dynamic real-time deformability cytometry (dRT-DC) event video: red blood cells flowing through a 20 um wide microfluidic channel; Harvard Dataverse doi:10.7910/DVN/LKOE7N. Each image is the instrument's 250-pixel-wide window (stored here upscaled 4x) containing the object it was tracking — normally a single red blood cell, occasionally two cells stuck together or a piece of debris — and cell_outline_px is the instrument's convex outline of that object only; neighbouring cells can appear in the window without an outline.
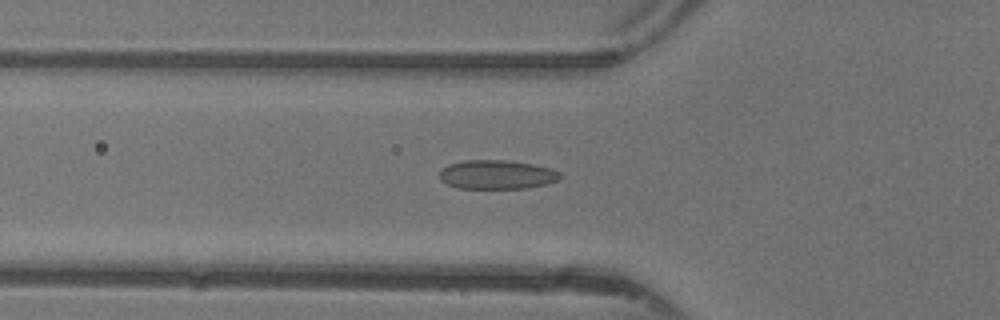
{"species": "common noctule bat (a hibernating species)", "species_latin": "Nyctalus noctula", "temperature_condition": "warm", "stored_images_in_passage": 45, "camera_frame_rate_fps": 3000, "um_per_image_px": 0.085, "animal": {"sex": "female"}, "frame": {"image": 1, "passage_image": 17, "time_ms": 5.333, "image_size_px": [1000, 320], "cell_outline_px": [[560, 176], [556, 180], [548, 184], [528, 188], [456, 188], [440, 180], [440, 168], [448, 164], [464, 160], [508, 160], [532, 164], [552, 168], [560, 172]], "centroid_in_image_um": [42.21, 14.83], "position_along_channel_um": 83.6, "area_um2": 20.52}}
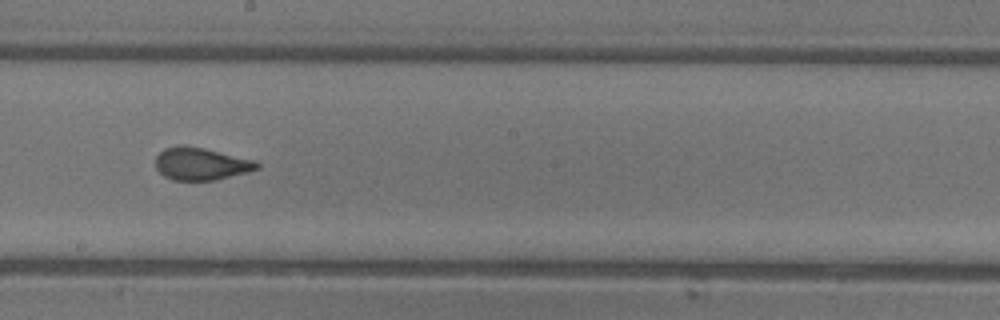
{"frame": {"image": 2, "passage_image": 27, "time_ms": 8.667, "image_size_px": [1000, 320], "cell_outline_px": [[260, 168], [248, 172], [216, 180], [172, 180], [164, 176], [156, 168], [156, 156], [164, 148], [180, 144], [184, 144], [204, 148], [256, 160], [260, 164]], "centroid_in_image_um": [17.09, 13.91], "position_along_channel_um": 231.1, "area_um2": 19.42}}
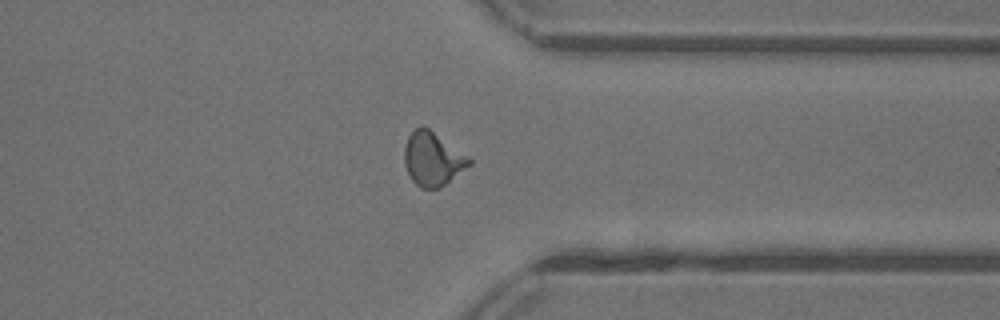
{"frame": {"image": 3, "passage_image": 37, "time_ms": 12.0, "image_size_px": [1000, 320], "cell_outline_px": [[472, 164], [440, 188], [420, 188], [412, 180], [404, 164], [404, 148], [408, 136], [420, 124], [428, 128], [468, 156], [472, 160]], "centroid_in_image_um": [36.77, 13.51], "position_along_channel_um": 374.6, "area_um2": 20.17}}